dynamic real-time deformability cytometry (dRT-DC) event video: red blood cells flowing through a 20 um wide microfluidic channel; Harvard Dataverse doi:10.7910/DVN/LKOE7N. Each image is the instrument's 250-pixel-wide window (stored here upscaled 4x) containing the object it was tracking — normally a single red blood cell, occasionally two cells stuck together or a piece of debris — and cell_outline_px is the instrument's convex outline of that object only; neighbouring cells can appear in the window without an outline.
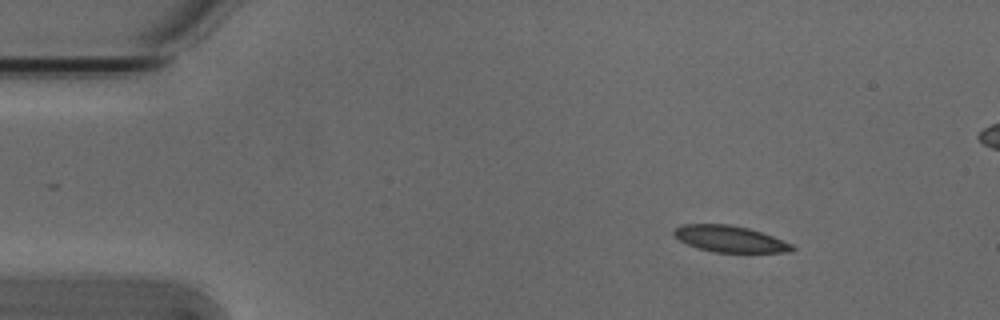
{"species": "Egyptian fruit bat (a non-hibernating species)", "species_latin": "Rousettus aegyptiacus", "temperature_condition": "cold", "stored_images_in_passage": 4, "camera_frame_rate_fps": 3000, "um_per_image_px": 0.085, "animal": {"sex": "male"}, "frame": {"image": 1, "passage_image": 1, "time_ms": 0.0, "image_size_px": [1000, 320], "cell_outline_px": [[796, 248], [792, 252], [716, 252], [696, 248], [672, 236], [672, 232], [676, 228], [684, 224], [728, 224], [748, 228], [772, 236], [792, 244]], "centroid_in_image_um": [62.02, 20.31], "position_along_channel_um": 23.0, "area_um2": 18.09}}